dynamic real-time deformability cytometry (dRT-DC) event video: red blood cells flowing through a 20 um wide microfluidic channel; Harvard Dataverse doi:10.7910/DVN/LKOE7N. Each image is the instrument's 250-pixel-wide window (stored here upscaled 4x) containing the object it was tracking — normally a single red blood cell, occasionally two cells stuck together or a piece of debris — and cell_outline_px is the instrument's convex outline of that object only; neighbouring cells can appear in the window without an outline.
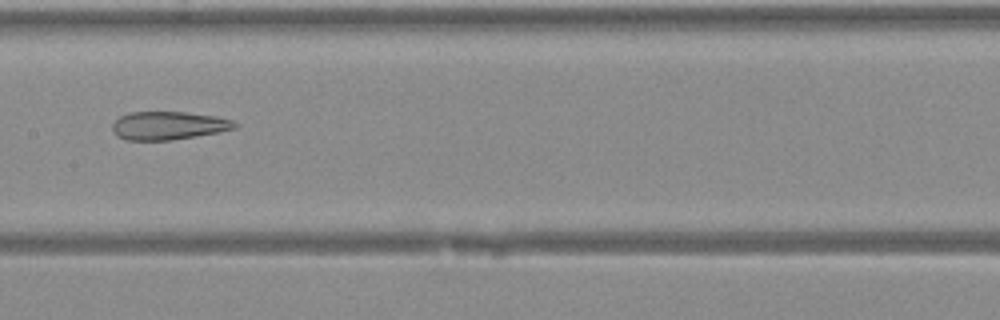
{"species": "Egyptian fruit bat (a non-hibernating species)", "species_latin": "Rousettus aegyptiacus", "temperature_condition": "warm", "stored_images_in_passage": 27, "camera_frame_rate_fps": 3000, "um_per_image_px": 0.085, "animal": {"sex": "female"}, "frame": {"image": 1, "passage_image": 9, "time_ms": 2.667, "image_size_px": [1000, 320], "cell_outline_px": [[240, 124], [236, 128], [220, 132], [172, 140], [128, 140], [112, 132], [112, 124], [120, 116], [128, 112], [184, 112], [216, 116], [232, 120]], "centroid_in_image_um": [14.35, 10.67], "position_along_channel_um": 193.1, "area_um2": 20.17}}
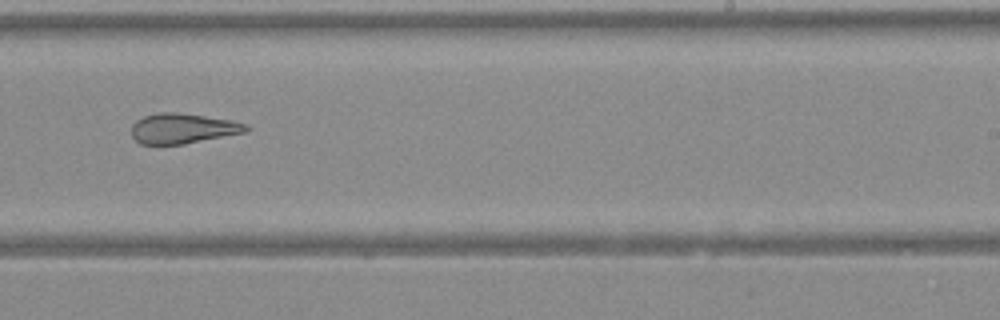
{"frame": {"image": 2, "passage_image": 14, "time_ms": 4.333, "image_size_px": [1000, 320], "cell_outline_px": [[252, 128], [248, 132], [184, 144], [140, 144], [132, 136], [132, 124], [136, 120], [144, 116], [160, 112], [176, 112], [232, 120], [248, 124]], "centroid_in_image_um": [15.58, 10.92], "position_along_channel_um": 273.4, "area_um2": 20.29}}
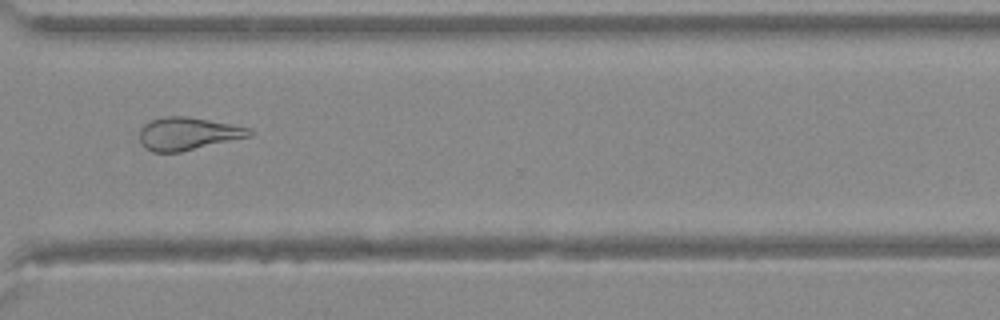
{"frame": {"image": 3, "passage_image": 19, "time_ms": 6.0, "image_size_px": [1000, 320], "cell_outline_px": [[256, 132], [252, 136], [180, 152], [152, 152], [144, 148], [140, 144], [140, 128], [144, 124], [152, 120], [164, 116], [184, 116], [232, 124], [252, 128]], "centroid_in_image_um": [15.99, 11.37], "position_along_channel_um": 354.6, "area_um2": 21.15}}